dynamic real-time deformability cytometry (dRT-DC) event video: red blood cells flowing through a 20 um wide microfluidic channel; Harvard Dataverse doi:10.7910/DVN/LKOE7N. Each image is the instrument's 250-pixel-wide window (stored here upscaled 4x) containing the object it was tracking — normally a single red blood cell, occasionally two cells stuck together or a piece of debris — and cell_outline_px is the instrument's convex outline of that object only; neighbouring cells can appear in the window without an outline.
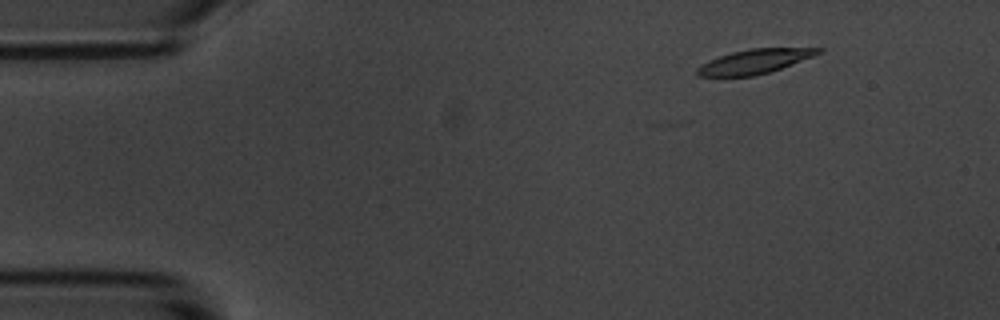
{"species": "common noctule bat (a hibernating species)", "species_latin": "Nyctalus noctula", "temperature_condition": "room temperature", "stored_images_in_passage": 7, "camera_frame_rate_fps": 3000, "um_per_image_px": 0.085, "animal": {"sex": "male", "body_mass_g": 20.1, "forearm_length_mm": 53.5}, "frame": {"image": 1, "passage_image": 7, "time_ms": 2.0, "image_size_px": [1000, 320], "cell_outline_px": [[824, 48], [820, 52], [812, 56], [780, 68], [768, 72], [752, 76], [696, 76], [696, 68], [708, 60], [732, 52], [748, 48]], "centroid_in_image_um": [64.07, 5.22], "position_along_channel_um": 20.9, "area_um2": 16.88}}